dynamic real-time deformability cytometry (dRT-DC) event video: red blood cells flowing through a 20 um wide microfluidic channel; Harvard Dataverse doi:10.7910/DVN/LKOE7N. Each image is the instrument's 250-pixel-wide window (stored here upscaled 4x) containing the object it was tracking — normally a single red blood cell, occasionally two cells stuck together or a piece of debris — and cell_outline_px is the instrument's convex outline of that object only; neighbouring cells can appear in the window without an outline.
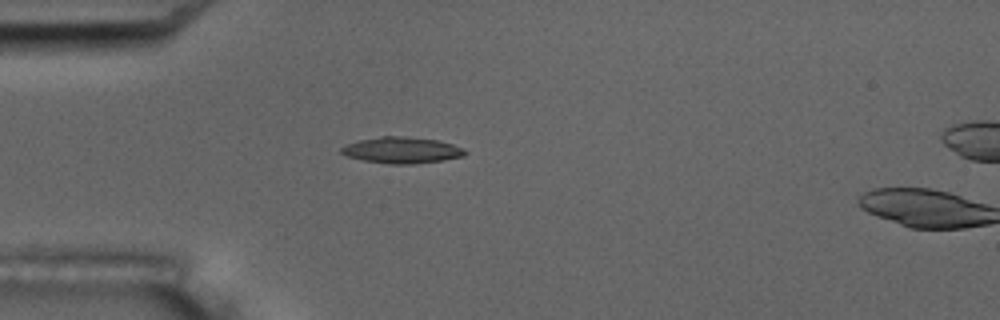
{"species": "common noctule bat (a hibernating species)", "species_latin": "Nyctalus noctula", "temperature_condition": "room temperature", "stored_images_in_passage": 4, "camera_frame_rate_fps": 3000, "um_per_image_px": 0.085, "animal": {"sex": "male", "body_mass_g": 17.5, "forearm_length_mm": 52.3}, "frame": {"image": 1, "passage_image": 3, "time_ms": 2.0, "image_size_px": [1000, 320], "cell_outline_px": [[468, 152], [464, 156], [444, 160], [412, 164], [392, 164], [364, 160], [348, 156], [340, 152], [340, 148], [348, 144], [360, 140], [380, 136], [404, 136], [436, 140], [452, 144], [464, 148]], "centroid_in_image_um": [34.19, 12.76], "position_along_channel_um": 50.8, "area_um2": 18.79}}